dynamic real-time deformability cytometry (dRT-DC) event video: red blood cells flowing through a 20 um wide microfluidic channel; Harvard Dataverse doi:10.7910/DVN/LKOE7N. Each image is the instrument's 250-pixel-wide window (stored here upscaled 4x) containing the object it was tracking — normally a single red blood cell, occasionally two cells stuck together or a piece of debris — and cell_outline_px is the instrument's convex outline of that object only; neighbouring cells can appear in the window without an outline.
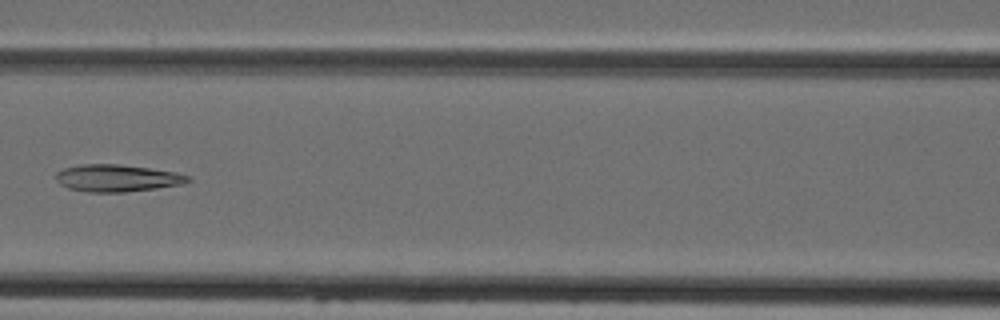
{"species": "Egyptian fruit bat (a non-hibernating species)", "species_latin": "Rousettus aegyptiacus", "temperature_condition": "cold", "stored_images_in_passage": 7, "camera_frame_rate_fps": 3000, "um_per_image_px": 0.085, "animal": {"sex": "female"}, "frame": {"image": 1, "passage_image": 7, "time_ms": 6.667, "image_size_px": [1000, 320], "cell_outline_px": [[192, 180], [180, 184], [156, 188], [124, 192], [88, 192], [68, 188], [60, 184], [56, 180], [56, 172], [64, 168], [80, 164], [116, 164], [148, 168], [176, 172], [192, 176]], "centroid_in_image_um": [9.94, 15.13], "position_along_channel_um": 156.7, "area_um2": 20.81}}